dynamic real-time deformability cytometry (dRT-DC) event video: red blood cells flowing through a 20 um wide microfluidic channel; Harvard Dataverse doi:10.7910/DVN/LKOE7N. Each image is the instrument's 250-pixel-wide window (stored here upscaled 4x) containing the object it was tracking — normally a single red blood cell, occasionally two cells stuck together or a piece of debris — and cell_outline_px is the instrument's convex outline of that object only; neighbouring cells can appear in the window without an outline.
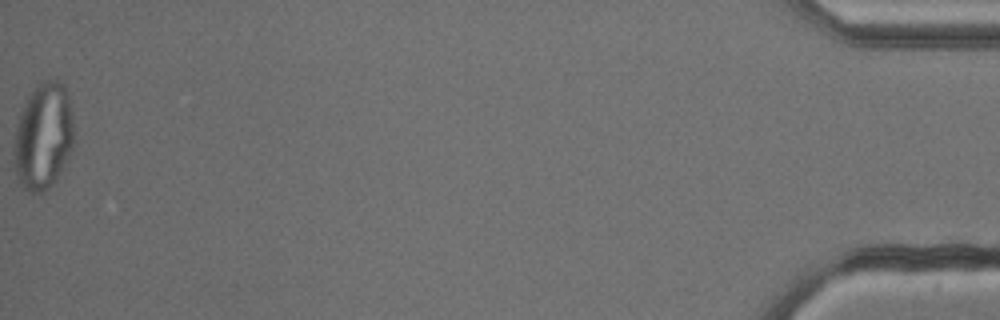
{"species": "common noctule bat (a hibernating species)", "species_latin": "Nyctalus noctula", "temperature_condition": "cold", "stored_images_in_passage": 54, "camera_frame_rate_fps": 3000, "um_per_image_px": 0.085, "animal": {"sex": "male", "body_mass_g": 13.3}, "frame": {"image": 1, "passage_image": 54, "time_ms": 17.667, "image_size_px": [1000, 320], "cell_outline_px": [[72, 148], [68, 156], [52, 184], [48, 188], [40, 192], [28, 192], [20, 184], [16, 172], [16, 128], [24, 104], [28, 96], [44, 80], [60, 80], [64, 84], [68, 96], [72, 112]], "centroid_in_image_um": [3.7, 11.56], "position_along_channel_um": 431.5, "area_um2": 36.07}}